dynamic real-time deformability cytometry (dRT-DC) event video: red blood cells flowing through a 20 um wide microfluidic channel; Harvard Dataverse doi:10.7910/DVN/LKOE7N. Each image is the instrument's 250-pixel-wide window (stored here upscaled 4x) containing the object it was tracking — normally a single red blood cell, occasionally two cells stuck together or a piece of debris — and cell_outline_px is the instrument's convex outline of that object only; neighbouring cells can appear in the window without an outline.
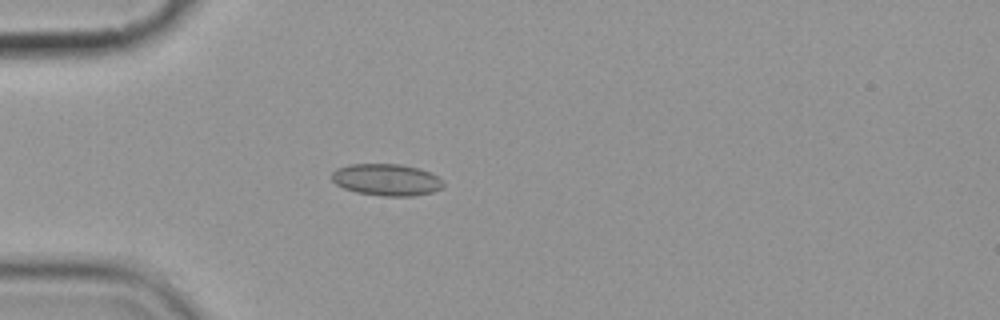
{"species": "common noctule bat (a hibernating species)", "species_latin": "Nyctalus noctula", "temperature_condition": "cold", "stored_images_in_passage": 7, "camera_frame_rate_fps": 3000, "um_per_image_px": 0.085, "animal": {"sex": "female", "body_mass_g": 19.9}, "frame": {"image": 1, "passage_image": 6, "time_ms": 7.0, "image_size_px": [1000, 320], "cell_outline_px": [[444, 184], [440, 188], [432, 192], [412, 196], [380, 196], [356, 192], [344, 188], [336, 184], [332, 180], [332, 172], [336, 168], [348, 164], [400, 164], [420, 168], [444, 180]], "centroid_in_image_um": [32.84, 15.27], "position_along_channel_um": 52.2, "area_um2": 20.75}}